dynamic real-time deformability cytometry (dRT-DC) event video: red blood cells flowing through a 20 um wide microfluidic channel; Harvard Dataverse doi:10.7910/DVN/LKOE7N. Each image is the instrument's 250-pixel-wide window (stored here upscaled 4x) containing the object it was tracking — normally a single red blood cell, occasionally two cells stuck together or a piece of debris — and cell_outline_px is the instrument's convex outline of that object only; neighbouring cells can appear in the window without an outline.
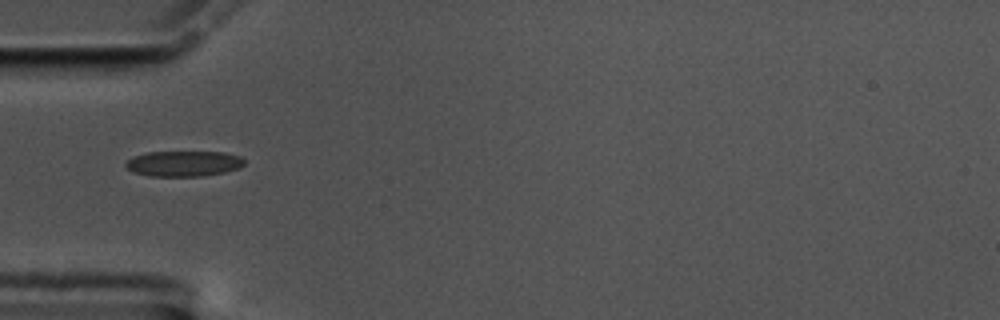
{"species": "common noctule bat (a hibernating species)", "species_latin": "Nyctalus noctula", "temperature_condition": "cold", "stored_images_in_passage": 40, "camera_frame_rate_fps": 3000, "um_per_image_px": 0.085, "animal": {"sex": "male", "body_mass_g": 17.5, "forearm_length_mm": 52.3}, "frame": {"image": 1, "passage_image": 1, "time_ms": 0.0, "image_size_px": [1000, 320], "cell_outline_px": [[244, 164], [240, 168], [224, 172], [200, 176], [148, 176], [132, 172], [124, 164], [132, 156], [148, 152], [224, 152], [240, 156], [244, 160]], "centroid_in_image_um": [15.59, 13.9], "position_along_channel_um": 69.4, "area_um2": 17.69}}
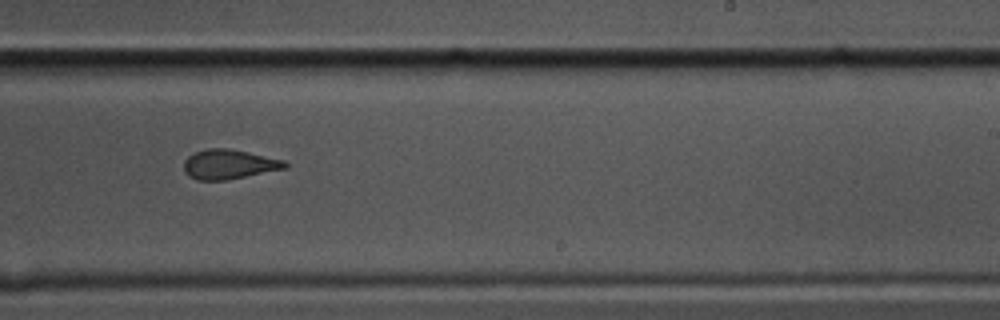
{"frame": {"image": 2, "passage_image": 18, "time_ms": 5.667, "image_size_px": [1000, 320], "cell_outline_px": [[288, 168], [228, 180], [196, 180], [188, 176], [184, 172], [184, 160], [188, 156], [196, 152], [208, 148], [228, 148], [248, 152], [284, 160], [288, 164]], "centroid_in_image_um": [19.46, 13.97], "position_along_channel_um": 269.5, "area_um2": 17.57}}
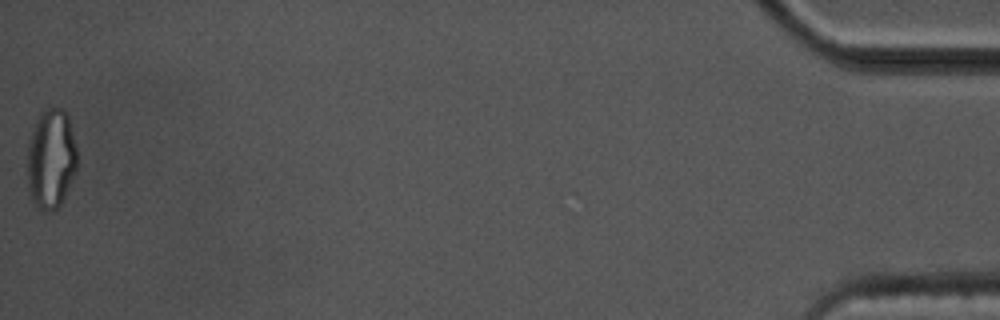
{"frame": {"image": 3, "passage_image": 40, "time_ms": 13.0, "image_size_px": [1000, 320], "cell_outline_px": [[76, 172], [60, 204], [52, 212], [44, 212], [28, 196], [24, 164], [28, 144], [36, 120], [40, 112], [44, 108], [52, 104], [60, 108], [68, 116], [76, 144]], "centroid_in_image_um": [4.28, 13.49], "position_along_channel_um": 430.9, "area_um2": 29.94}, "authors_computed_cell_mechanics": {"area_um2": 18.0047, "velocity_mm_per_s": 3.5324, "shape_relaxation_time_tau1_ms": 5.5378, "shape_relaxation_time_tau2_ms": 2.3119, "deformation_change_tau1": 0.1571, "deformation_change_tau2": 0.0809}}